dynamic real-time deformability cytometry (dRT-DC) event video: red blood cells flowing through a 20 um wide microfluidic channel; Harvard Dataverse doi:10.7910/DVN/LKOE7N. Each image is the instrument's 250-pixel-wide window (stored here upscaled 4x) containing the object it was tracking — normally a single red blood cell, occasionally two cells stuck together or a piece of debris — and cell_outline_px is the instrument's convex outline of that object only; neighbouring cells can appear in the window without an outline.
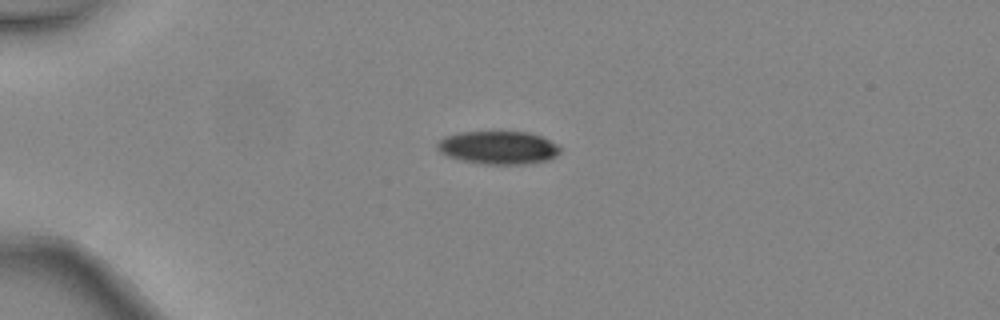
{"species": "common noctule bat (a hibernating species)", "species_latin": "Nyctalus noctula", "temperature_condition": "warm", "stored_images_in_passage": 3, "camera_frame_rate_fps": 3000, "um_per_image_px": 0.085, "animal": {"sex": "female", "body_mass_g": 24.6, "forearm_length_mm": 56.2}, "frame": {"image": 1, "passage_image": 1, "time_ms": 0.0, "image_size_px": [1000, 320], "cell_outline_px": [[560, 152], [556, 156], [548, 160], [532, 164], [480, 164], [460, 160], [448, 156], [440, 152], [436, 148], [436, 144], [444, 136], [460, 132], [528, 132], [540, 136], [556, 144], [560, 148]], "centroid_in_image_um": [42.33, 12.56], "position_along_channel_um": 42.7, "area_um2": 23.81}}
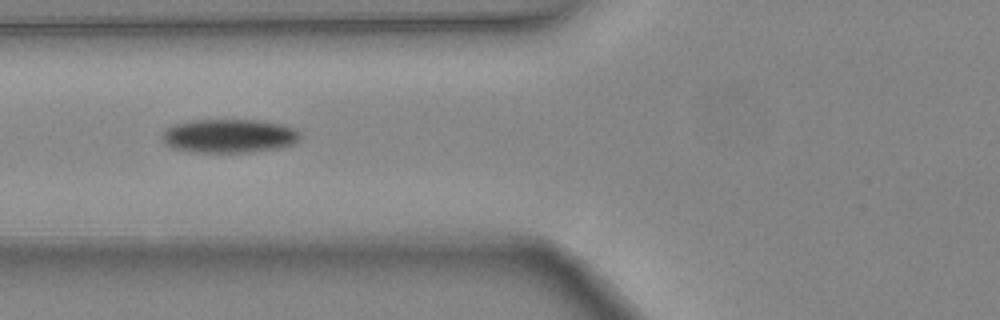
{"frame": {"image": 2, "passage_image": 3, "time_ms": 0.667, "image_size_px": [1000, 320], "cell_outline_px": [[300, 140], [292, 144], [280, 148], [252, 152], [188, 152], [172, 148], [160, 136], [172, 124], [196, 120], [256, 120], [284, 124], [296, 128], [300, 132]], "centroid_in_image_um": [19.52, 11.56], "position_along_channel_um": 106.3, "area_um2": 27.34}}